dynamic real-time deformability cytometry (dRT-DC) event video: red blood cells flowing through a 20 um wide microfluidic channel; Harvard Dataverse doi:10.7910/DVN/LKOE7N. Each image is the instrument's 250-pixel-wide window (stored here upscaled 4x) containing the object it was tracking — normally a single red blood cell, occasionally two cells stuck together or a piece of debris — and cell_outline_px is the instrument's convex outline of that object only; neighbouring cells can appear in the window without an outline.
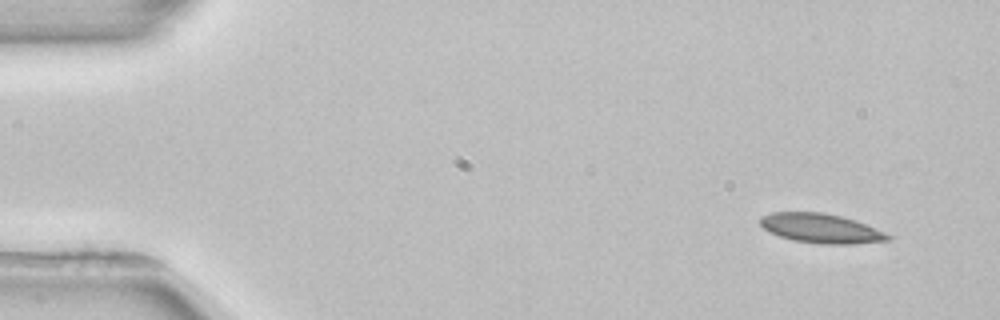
{"species": "common noctule bat (a hibernating species)", "species_latin": "Nyctalus noctula", "temperature_condition": "room temperature", "stored_images_in_passage": 4, "camera_frame_rate_fps": 3000, "um_per_image_px": 0.085, "animal": {"sex": "female", "body_mass_g": 22.7, "forearm_length_mm": 54.2}, "frame": {"image": 1, "passage_image": 1, "time_ms": 0.0, "image_size_px": [1000, 320], "cell_outline_px": [[892, 240], [852, 244], [824, 244], [792, 240], [768, 232], [760, 224], [760, 216], [772, 212], [824, 212], [840, 216], [864, 224], [884, 232], [892, 236]], "centroid_in_image_um": [69.75, 19.41], "position_along_channel_um": 15.2, "area_um2": 21.79}}
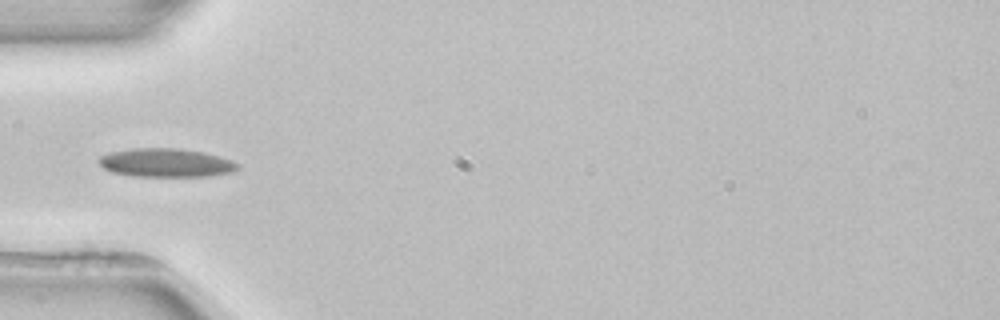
{"frame": {"image": 2, "passage_image": 4, "time_ms": 4.333, "image_size_px": [1000, 320], "cell_outline_px": [[240, 168], [232, 172], [208, 176], [132, 176], [112, 172], [104, 168], [100, 164], [100, 156], [108, 152], [132, 148], [180, 148], [204, 152], [220, 156], [232, 160], [240, 164]], "centroid_in_image_um": [14.14, 13.83], "position_along_channel_um": 70.9, "area_um2": 23.29}}